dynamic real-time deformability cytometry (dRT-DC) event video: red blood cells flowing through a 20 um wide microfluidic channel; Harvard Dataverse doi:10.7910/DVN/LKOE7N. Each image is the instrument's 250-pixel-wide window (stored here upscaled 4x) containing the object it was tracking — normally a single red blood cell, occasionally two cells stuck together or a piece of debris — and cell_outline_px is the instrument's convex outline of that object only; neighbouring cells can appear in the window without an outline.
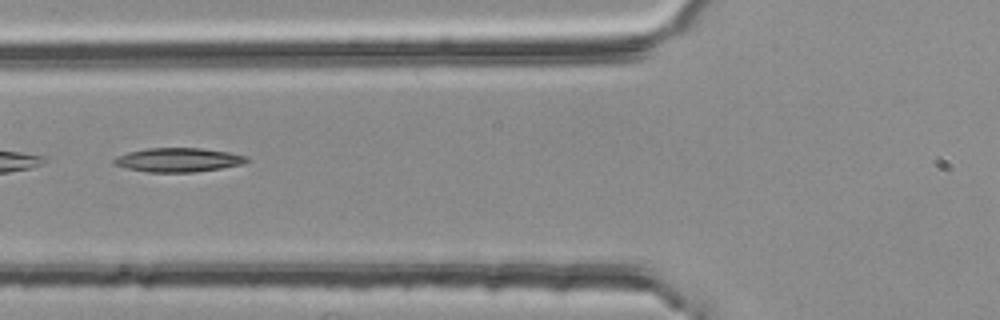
{"species": "common noctule bat (a hibernating species)", "species_latin": "Nyctalus noctula", "temperature_condition": "room temperature", "stored_images_in_passage": 4, "camera_frame_rate_fps": 3000, "um_per_image_px": 0.085, "animal": {"sex": "female", "body_mass_g": 25.1}, "frame": {"image": 1, "passage_image": 4, "time_ms": 1.0, "image_size_px": [1000, 320], "cell_outline_px": [[252, 160], [240, 164], [220, 168], [192, 172], [148, 172], [128, 168], [112, 164], [112, 160], [116, 156], [128, 152], [148, 148], [200, 148], [228, 152], [248, 156]], "centroid_in_image_um": [15.14, 13.58], "position_along_channel_um": 110.7, "area_um2": 18.5}}